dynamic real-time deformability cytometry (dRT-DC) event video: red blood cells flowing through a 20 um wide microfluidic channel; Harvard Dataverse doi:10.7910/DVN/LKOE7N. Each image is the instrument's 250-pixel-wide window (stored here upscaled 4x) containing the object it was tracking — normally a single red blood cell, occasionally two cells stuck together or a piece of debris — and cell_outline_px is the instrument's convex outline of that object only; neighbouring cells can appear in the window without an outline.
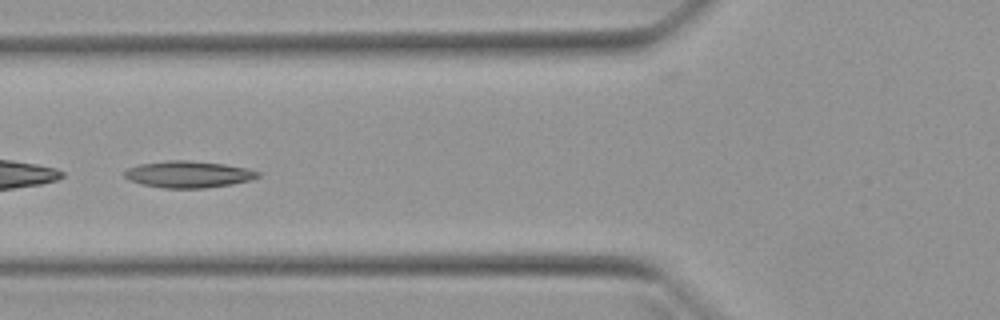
{"species": "Egyptian fruit bat (a non-hibernating species)", "species_latin": "Rousettus aegyptiacus", "temperature_condition": "warm", "stored_images_in_passage": 50, "segment_of_instrument_passage": [2, 2], "camera_frame_rate_fps": 3000, "um_per_image_px": 0.085, "animal": {"sex": "female"}, "frame": {"image": 1, "passage_image": 20, "time_ms": 6.333, "image_size_px": [1000, 320], "cell_outline_px": [[260, 176], [248, 180], [232, 184], [204, 188], [164, 188], [140, 184], [128, 180], [124, 176], [124, 172], [128, 168], [140, 164], [168, 160], [188, 160], [224, 164], [248, 168], [260, 172]], "centroid_in_image_um": [15.99, 14.81], "position_along_channel_um": 109.8, "area_um2": 20.75}}
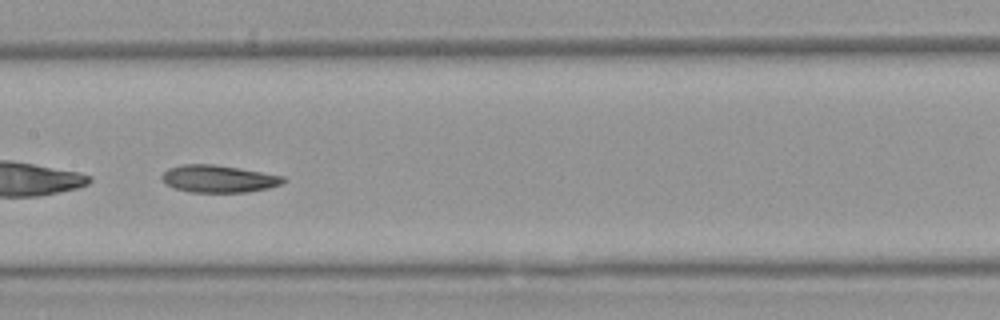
{"frame": {"image": 2, "passage_image": 26, "time_ms": 8.333, "image_size_px": [1000, 320], "cell_outline_px": [[288, 180], [280, 184], [268, 188], [248, 192], [192, 192], [172, 188], [164, 184], [160, 176], [168, 168], [184, 164], [216, 164], [240, 168], [284, 176]], "centroid_in_image_um": [18.55, 15.19], "position_along_channel_um": 188.8, "area_um2": 19.54}}
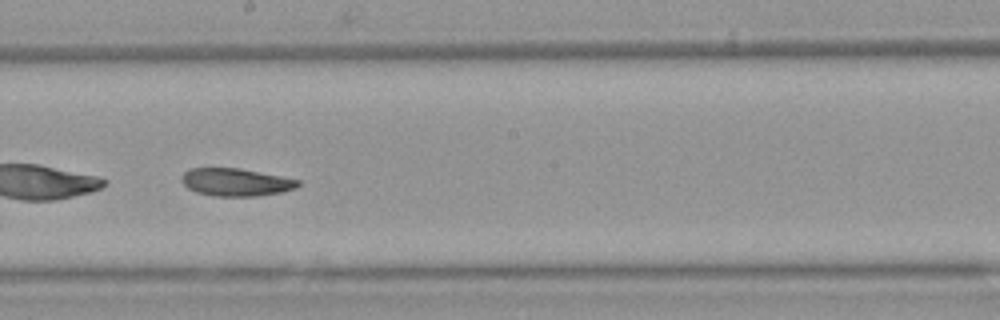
{"frame": {"image": 3, "passage_image": 29, "time_ms": 9.333, "image_size_px": [1000, 320], "cell_outline_px": [[300, 184], [296, 188], [280, 192], [256, 196], [212, 196], [196, 192], [188, 188], [180, 180], [180, 176], [184, 172], [192, 168], [240, 168], [300, 180]], "centroid_in_image_um": [20.02, 15.48], "position_along_channel_um": 228.2, "area_um2": 18.79}}